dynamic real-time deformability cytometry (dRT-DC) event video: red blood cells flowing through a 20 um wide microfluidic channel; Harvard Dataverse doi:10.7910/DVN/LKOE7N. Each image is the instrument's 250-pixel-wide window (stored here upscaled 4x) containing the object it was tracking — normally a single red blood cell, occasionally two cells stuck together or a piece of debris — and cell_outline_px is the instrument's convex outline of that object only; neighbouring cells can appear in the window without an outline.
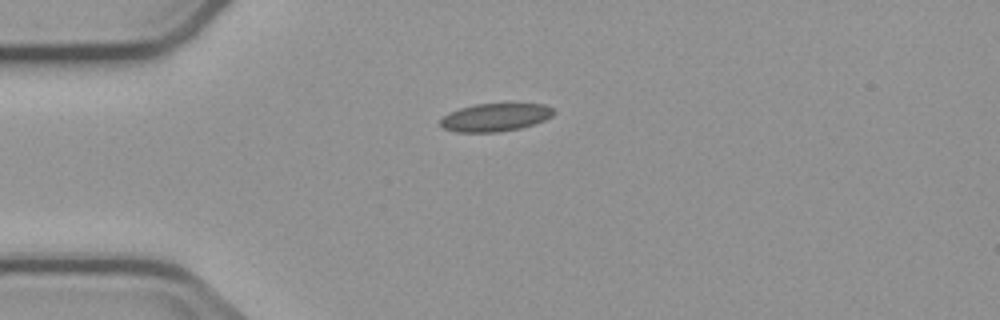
{"species": "common noctule bat (a hibernating species)", "species_latin": "Nyctalus noctula", "temperature_condition": "cold", "stored_images_in_passage": 2, "camera_frame_rate_fps": 3000, "um_per_image_px": 0.085, "animal": {"sex": "male", "body_mass_g": 23.1, "forearm_length_mm": 52.7}, "frame": {"image": 1, "passage_image": 2, "time_ms": 1.333, "image_size_px": [1000, 320], "cell_outline_px": [[556, 112], [552, 116], [544, 120], [520, 128], [500, 132], [456, 132], [440, 128], [440, 120], [444, 116], [460, 108], [476, 104], [544, 104], [552, 108]], "centroid_in_image_um": [42.08, 9.98], "position_along_channel_um": 42.9, "area_um2": 18.38}}